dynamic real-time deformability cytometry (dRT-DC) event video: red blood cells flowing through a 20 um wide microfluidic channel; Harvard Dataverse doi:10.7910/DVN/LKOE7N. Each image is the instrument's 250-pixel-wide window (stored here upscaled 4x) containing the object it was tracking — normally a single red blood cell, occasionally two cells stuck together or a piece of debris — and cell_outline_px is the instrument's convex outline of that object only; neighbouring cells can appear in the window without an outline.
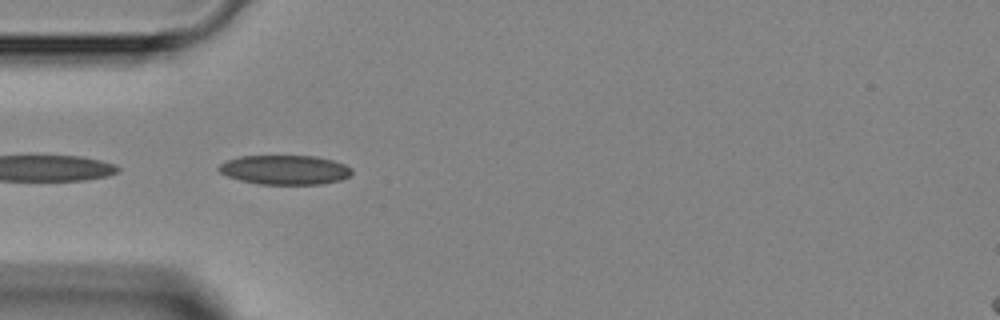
{"species": "Egyptian fruit bat (a non-hibernating species)", "species_latin": "Rousettus aegyptiacus", "temperature_condition": "room temperature", "stored_images_in_passage": 6, "camera_frame_rate_fps": 3000, "um_per_image_px": 0.085, "animal": {"sex": "female"}, "frame": {"image": 1, "passage_image": 3, "time_ms": 2.333, "image_size_px": [1000, 320], "cell_outline_px": [[352, 172], [348, 176], [340, 180], [320, 184], [256, 184], [240, 180], [228, 176], [220, 172], [216, 168], [220, 164], [228, 160], [240, 156], [316, 156], [332, 160], [344, 164], [352, 168]], "centroid_in_image_um": [24.2, 14.43], "position_along_channel_um": 60.8, "area_um2": 22.72}}
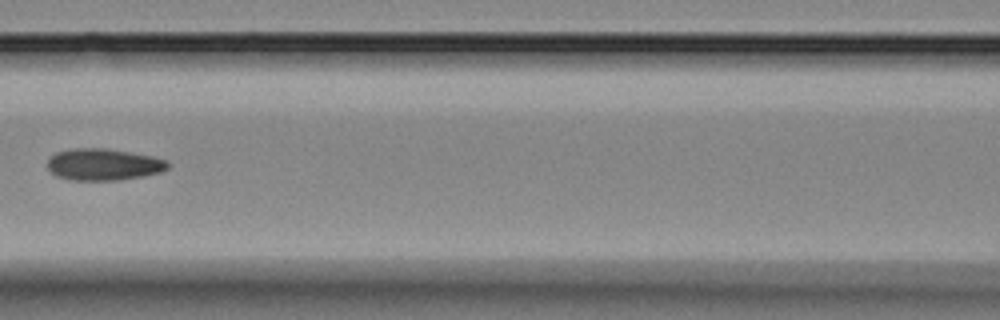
{"frame": {"image": 2, "passage_image": 5, "time_ms": 4.667, "image_size_px": [1000, 320], "cell_outline_px": [[168, 168], [160, 172], [144, 176], [120, 180], [72, 180], [56, 176], [48, 168], [48, 160], [56, 152], [72, 148], [104, 148], [132, 152], [152, 156], [168, 160]], "centroid_in_image_um": [8.81, 13.98], "position_along_channel_um": 157.8, "area_um2": 22.31}}
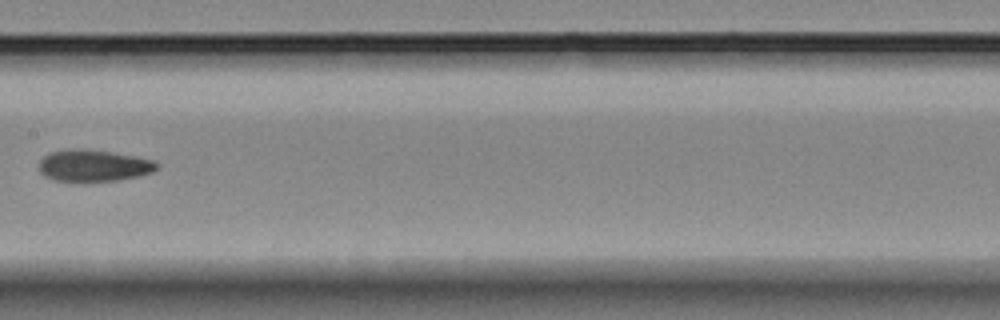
{"frame": {"image": 3, "passage_image": 6, "time_ms": 5.667, "image_size_px": [1000, 320], "cell_outline_px": [[160, 164], [152, 172], [140, 176], [116, 180], [52, 180], [44, 176], [40, 172], [40, 160], [48, 152], [68, 148], [84, 148], [112, 152], [152, 160]], "centroid_in_image_um": [7.92, 14.05], "position_along_channel_um": 199.5, "area_um2": 21.62}}